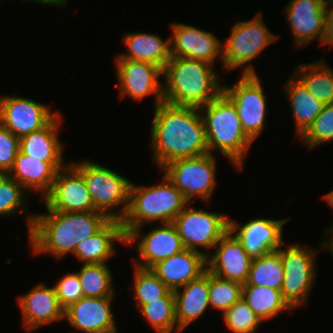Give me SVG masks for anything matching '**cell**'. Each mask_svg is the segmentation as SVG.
Instances as JSON below:
<instances>
[{
    "instance_id": "cell-29",
    "label": "cell",
    "mask_w": 333,
    "mask_h": 333,
    "mask_svg": "<svg viewBox=\"0 0 333 333\" xmlns=\"http://www.w3.org/2000/svg\"><path fill=\"white\" fill-rule=\"evenodd\" d=\"M241 297L264 323L285 311H294L284 300L281 291L271 287L242 285Z\"/></svg>"
},
{
    "instance_id": "cell-11",
    "label": "cell",
    "mask_w": 333,
    "mask_h": 333,
    "mask_svg": "<svg viewBox=\"0 0 333 333\" xmlns=\"http://www.w3.org/2000/svg\"><path fill=\"white\" fill-rule=\"evenodd\" d=\"M259 77V74H241L232 86L223 85V93L235 105L242 128L253 142L267 127V97Z\"/></svg>"
},
{
    "instance_id": "cell-40",
    "label": "cell",
    "mask_w": 333,
    "mask_h": 333,
    "mask_svg": "<svg viewBox=\"0 0 333 333\" xmlns=\"http://www.w3.org/2000/svg\"><path fill=\"white\" fill-rule=\"evenodd\" d=\"M19 150V138L0 123V171L11 170Z\"/></svg>"
},
{
    "instance_id": "cell-22",
    "label": "cell",
    "mask_w": 333,
    "mask_h": 333,
    "mask_svg": "<svg viewBox=\"0 0 333 333\" xmlns=\"http://www.w3.org/2000/svg\"><path fill=\"white\" fill-rule=\"evenodd\" d=\"M65 163L40 161L19 150L9 176L29 193H39L41 201L51 191L57 171L68 164Z\"/></svg>"
},
{
    "instance_id": "cell-6",
    "label": "cell",
    "mask_w": 333,
    "mask_h": 333,
    "mask_svg": "<svg viewBox=\"0 0 333 333\" xmlns=\"http://www.w3.org/2000/svg\"><path fill=\"white\" fill-rule=\"evenodd\" d=\"M70 163L82 174L95 210L121 221L129 206L131 181L90 159Z\"/></svg>"
},
{
    "instance_id": "cell-18",
    "label": "cell",
    "mask_w": 333,
    "mask_h": 333,
    "mask_svg": "<svg viewBox=\"0 0 333 333\" xmlns=\"http://www.w3.org/2000/svg\"><path fill=\"white\" fill-rule=\"evenodd\" d=\"M170 57H185L203 60L214 65L220 59L222 62L223 45L212 32L196 28L193 25L171 24Z\"/></svg>"
},
{
    "instance_id": "cell-20",
    "label": "cell",
    "mask_w": 333,
    "mask_h": 333,
    "mask_svg": "<svg viewBox=\"0 0 333 333\" xmlns=\"http://www.w3.org/2000/svg\"><path fill=\"white\" fill-rule=\"evenodd\" d=\"M16 303L22 312V326L26 331L64 321V309L59 304L54 286H47L44 282L19 295Z\"/></svg>"
},
{
    "instance_id": "cell-14",
    "label": "cell",
    "mask_w": 333,
    "mask_h": 333,
    "mask_svg": "<svg viewBox=\"0 0 333 333\" xmlns=\"http://www.w3.org/2000/svg\"><path fill=\"white\" fill-rule=\"evenodd\" d=\"M59 112L33 99L0 95V123L19 139L44 128Z\"/></svg>"
},
{
    "instance_id": "cell-5",
    "label": "cell",
    "mask_w": 333,
    "mask_h": 333,
    "mask_svg": "<svg viewBox=\"0 0 333 333\" xmlns=\"http://www.w3.org/2000/svg\"><path fill=\"white\" fill-rule=\"evenodd\" d=\"M199 109L209 153L221 152L234 168L243 170L245 153L253 141L244 132L233 102L222 92Z\"/></svg>"
},
{
    "instance_id": "cell-37",
    "label": "cell",
    "mask_w": 333,
    "mask_h": 333,
    "mask_svg": "<svg viewBox=\"0 0 333 333\" xmlns=\"http://www.w3.org/2000/svg\"><path fill=\"white\" fill-rule=\"evenodd\" d=\"M222 315L227 329L232 333H256L263 323L242 298Z\"/></svg>"
},
{
    "instance_id": "cell-27",
    "label": "cell",
    "mask_w": 333,
    "mask_h": 333,
    "mask_svg": "<svg viewBox=\"0 0 333 333\" xmlns=\"http://www.w3.org/2000/svg\"><path fill=\"white\" fill-rule=\"evenodd\" d=\"M122 40L127 51L115 59L148 62L163 70L171 58L170 38L163 40L158 34L139 31L125 33Z\"/></svg>"
},
{
    "instance_id": "cell-16",
    "label": "cell",
    "mask_w": 333,
    "mask_h": 333,
    "mask_svg": "<svg viewBox=\"0 0 333 333\" xmlns=\"http://www.w3.org/2000/svg\"><path fill=\"white\" fill-rule=\"evenodd\" d=\"M329 0H289L283 9L293 43L303 48L314 40L322 47Z\"/></svg>"
},
{
    "instance_id": "cell-28",
    "label": "cell",
    "mask_w": 333,
    "mask_h": 333,
    "mask_svg": "<svg viewBox=\"0 0 333 333\" xmlns=\"http://www.w3.org/2000/svg\"><path fill=\"white\" fill-rule=\"evenodd\" d=\"M283 87L292 110L294 136L299 138L328 104L318 100L292 73Z\"/></svg>"
},
{
    "instance_id": "cell-33",
    "label": "cell",
    "mask_w": 333,
    "mask_h": 333,
    "mask_svg": "<svg viewBox=\"0 0 333 333\" xmlns=\"http://www.w3.org/2000/svg\"><path fill=\"white\" fill-rule=\"evenodd\" d=\"M84 297L115 296L109 264H82L77 271Z\"/></svg>"
},
{
    "instance_id": "cell-39",
    "label": "cell",
    "mask_w": 333,
    "mask_h": 333,
    "mask_svg": "<svg viewBox=\"0 0 333 333\" xmlns=\"http://www.w3.org/2000/svg\"><path fill=\"white\" fill-rule=\"evenodd\" d=\"M60 306L65 310L83 296L77 272L65 273L54 285Z\"/></svg>"
},
{
    "instance_id": "cell-23",
    "label": "cell",
    "mask_w": 333,
    "mask_h": 333,
    "mask_svg": "<svg viewBox=\"0 0 333 333\" xmlns=\"http://www.w3.org/2000/svg\"><path fill=\"white\" fill-rule=\"evenodd\" d=\"M150 269L170 290L174 291L205 273L207 258L199 252L185 248L157 262Z\"/></svg>"
},
{
    "instance_id": "cell-12",
    "label": "cell",
    "mask_w": 333,
    "mask_h": 333,
    "mask_svg": "<svg viewBox=\"0 0 333 333\" xmlns=\"http://www.w3.org/2000/svg\"><path fill=\"white\" fill-rule=\"evenodd\" d=\"M142 232L143 226L133 229L126 236L125 245L136 244L134 248L138 257L130 258L134 266L150 269L157 262L185 249L173 223H161L150 228L146 234Z\"/></svg>"
},
{
    "instance_id": "cell-24",
    "label": "cell",
    "mask_w": 333,
    "mask_h": 333,
    "mask_svg": "<svg viewBox=\"0 0 333 333\" xmlns=\"http://www.w3.org/2000/svg\"><path fill=\"white\" fill-rule=\"evenodd\" d=\"M118 241L126 244L122 222L110 219L97 233L79 242L73 256L80 264H108L116 256Z\"/></svg>"
},
{
    "instance_id": "cell-42",
    "label": "cell",
    "mask_w": 333,
    "mask_h": 333,
    "mask_svg": "<svg viewBox=\"0 0 333 333\" xmlns=\"http://www.w3.org/2000/svg\"><path fill=\"white\" fill-rule=\"evenodd\" d=\"M35 3H41L49 6H54V7H66L68 4L67 0H32Z\"/></svg>"
},
{
    "instance_id": "cell-15",
    "label": "cell",
    "mask_w": 333,
    "mask_h": 333,
    "mask_svg": "<svg viewBox=\"0 0 333 333\" xmlns=\"http://www.w3.org/2000/svg\"><path fill=\"white\" fill-rule=\"evenodd\" d=\"M290 217L282 219L252 218L245 224L230 217L229 231L243 245L251 259L277 251L283 243V225Z\"/></svg>"
},
{
    "instance_id": "cell-38",
    "label": "cell",
    "mask_w": 333,
    "mask_h": 333,
    "mask_svg": "<svg viewBox=\"0 0 333 333\" xmlns=\"http://www.w3.org/2000/svg\"><path fill=\"white\" fill-rule=\"evenodd\" d=\"M302 144L310 151L317 146L333 141V104H328L326 108L318 114L314 122L299 137Z\"/></svg>"
},
{
    "instance_id": "cell-26",
    "label": "cell",
    "mask_w": 333,
    "mask_h": 333,
    "mask_svg": "<svg viewBox=\"0 0 333 333\" xmlns=\"http://www.w3.org/2000/svg\"><path fill=\"white\" fill-rule=\"evenodd\" d=\"M61 111L42 129L21 137L20 151L32 158L45 162H63L64 143L59 135L63 128Z\"/></svg>"
},
{
    "instance_id": "cell-25",
    "label": "cell",
    "mask_w": 333,
    "mask_h": 333,
    "mask_svg": "<svg viewBox=\"0 0 333 333\" xmlns=\"http://www.w3.org/2000/svg\"><path fill=\"white\" fill-rule=\"evenodd\" d=\"M175 296L176 320L179 329L185 330L210 307L209 271L197 279L173 291Z\"/></svg>"
},
{
    "instance_id": "cell-31",
    "label": "cell",
    "mask_w": 333,
    "mask_h": 333,
    "mask_svg": "<svg viewBox=\"0 0 333 333\" xmlns=\"http://www.w3.org/2000/svg\"><path fill=\"white\" fill-rule=\"evenodd\" d=\"M138 312L156 333L181 332L177 325L175 296L172 290L161 298V301H149V304L143 305Z\"/></svg>"
},
{
    "instance_id": "cell-17",
    "label": "cell",
    "mask_w": 333,
    "mask_h": 333,
    "mask_svg": "<svg viewBox=\"0 0 333 333\" xmlns=\"http://www.w3.org/2000/svg\"><path fill=\"white\" fill-rule=\"evenodd\" d=\"M41 201L61 212L95 210L82 174L70 162L57 171L51 191Z\"/></svg>"
},
{
    "instance_id": "cell-7",
    "label": "cell",
    "mask_w": 333,
    "mask_h": 333,
    "mask_svg": "<svg viewBox=\"0 0 333 333\" xmlns=\"http://www.w3.org/2000/svg\"><path fill=\"white\" fill-rule=\"evenodd\" d=\"M261 14L258 12L252 19L238 21L231 27L229 37L222 42V69L232 71L241 67V74H259L252 60L280 38L268 29Z\"/></svg>"
},
{
    "instance_id": "cell-2",
    "label": "cell",
    "mask_w": 333,
    "mask_h": 333,
    "mask_svg": "<svg viewBox=\"0 0 333 333\" xmlns=\"http://www.w3.org/2000/svg\"><path fill=\"white\" fill-rule=\"evenodd\" d=\"M45 213L26 217L32 254L50 253L55 260L73 255L82 240L97 233L110 219L102 212H61L46 207Z\"/></svg>"
},
{
    "instance_id": "cell-36",
    "label": "cell",
    "mask_w": 333,
    "mask_h": 333,
    "mask_svg": "<svg viewBox=\"0 0 333 333\" xmlns=\"http://www.w3.org/2000/svg\"><path fill=\"white\" fill-rule=\"evenodd\" d=\"M242 296V284L220 278L209 272L210 307L220 312L228 310Z\"/></svg>"
},
{
    "instance_id": "cell-8",
    "label": "cell",
    "mask_w": 333,
    "mask_h": 333,
    "mask_svg": "<svg viewBox=\"0 0 333 333\" xmlns=\"http://www.w3.org/2000/svg\"><path fill=\"white\" fill-rule=\"evenodd\" d=\"M319 247L320 249H315L296 242L285 247L282 245L277 250L284 268L281 293L293 310L307 305L309 301L317 277L316 255L323 249L322 242Z\"/></svg>"
},
{
    "instance_id": "cell-13",
    "label": "cell",
    "mask_w": 333,
    "mask_h": 333,
    "mask_svg": "<svg viewBox=\"0 0 333 333\" xmlns=\"http://www.w3.org/2000/svg\"><path fill=\"white\" fill-rule=\"evenodd\" d=\"M119 99L141 101L147 95L154 98V107L163 102V70L155 64L130 59H115Z\"/></svg>"
},
{
    "instance_id": "cell-43",
    "label": "cell",
    "mask_w": 333,
    "mask_h": 333,
    "mask_svg": "<svg viewBox=\"0 0 333 333\" xmlns=\"http://www.w3.org/2000/svg\"><path fill=\"white\" fill-rule=\"evenodd\" d=\"M323 200L327 203L328 206L332 207L333 210V190L328 192L323 196Z\"/></svg>"
},
{
    "instance_id": "cell-4",
    "label": "cell",
    "mask_w": 333,
    "mask_h": 333,
    "mask_svg": "<svg viewBox=\"0 0 333 333\" xmlns=\"http://www.w3.org/2000/svg\"><path fill=\"white\" fill-rule=\"evenodd\" d=\"M160 183L151 186L131 182L129 206L121 220L125 236L133 229L156 221L173 223L179 213L189 204L183 194L162 173Z\"/></svg>"
},
{
    "instance_id": "cell-19",
    "label": "cell",
    "mask_w": 333,
    "mask_h": 333,
    "mask_svg": "<svg viewBox=\"0 0 333 333\" xmlns=\"http://www.w3.org/2000/svg\"><path fill=\"white\" fill-rule=\"evenodd\" d=\"M114 299L115 296L82 297L64 310V319L79 333L117 332L111 307Z\"/></svg>"
},
{
    "instance_id": "cell-21",
    "label": "cell",
    "mask_w": 333,
    "mask_h": 333,
    "mask_svg": "<svg viewBox=\"0 0 333 333\" xmlns=\"http://www.w3.org/2000/svg\"><path fill=\"white\" fill-rule=\"evenodd\" d=\"M214 249L207 257V270L220 278L245 284L252 259L236 237L228 231Z\"/></svg>"
},
{
    "instance_id": "cell-35",
    "label": "cell",
    "mask_w": 333,
    "mask_h": 333,
    "mask_svg": "<svg viewBox=\"0 0 333 333\" xmlns=\"http://www.w3.org/2000/svg\"><path fill=\"white\" fill-rule=\"evenodd\" d=\"M29 193L23 186L9 176V172L0 171V217L27 215Z\"/></svg>"
},
{
    "instance_id": "cell-9",
    "label": "cell",
    "mask_w": 333,
    "mask_h": 333,
    "mask_svg": "<svg viewBox=\"0 0 333 333\" xmlns=\"http://www.w3.org/2000/svg\"><path fill=\"white\" fill-rule=\"evenodd\" d=\"M229 221L227 214L198 209L189 203L173 224L184 248L199 252L207 258L211 255L209 251L229 231Z\"/></svg>"
},
{
    "instance_id": "cell-32",
    "label": "cell",
    "mask_w": 333,
    "mask_h": 333,
    "mask_svg": "<svg viewBox=\"0 0 333 333\" xmlns=\"http://www.w3.org/2000/svg\"><path fill=\"white\" fill-rule=\"evenodd\" d=\"M283 276L281 255L274 251L252 259L248 279L243 285L266 286L281 291Z\"/></svg>"
},
{
    "instance_id": "cell-3",
    "label": "cell",
    "mask_w": 333,
    "mask_h": 333,
    "mask_svg": "<svg viewBox=\"0 0 333 333\" xmlns=\"http://www.w3.org/2000/svg\"><path fill=\"white\" fill-rule=\"evenodd\" d=\"M214 65L185 57L170 58L163 69V101L200 108L223 92Z\"/></svg>"
},
{
    "instance_id": "cell-41",
    "label": "cell",
    "mask_w": 333,
    "mask_h": 333,
    "mask_svg": "<svg viewBox=\"0 0 333 333\" xmlns=\"http://www.w3.org/2000/svg\"><path fill=\"white\" fill-rule=\"evenodd\" d=\"M326 45L333 46V0H329L328 8L326 11L325 33L322 47Z\"/></svg>"
},
{
    "instance_id": "cell-30",
    "label": "cell",
    "mask_w": 333,
    "mask_h": 333,
    "mask_svg": "<svg viewBox=\"0 0 333 333\" xmlns=\"http://www.w3.org/2000/svg\"><path fill=\"white\" fill-rule=\"evenodd\" d=\"M298 65L293 74L318 100L333 104V68L324 57Z\"/></svg>"
},
{
    "instance_id": "cell-10",
    "label": "cell",
    "mask_w": 333,
    "mask_h": 333,
    "mask_svg": "<svg viewBox=\"0 0 333 333\" xmlns=\"http://www.w3.org/2000/svg\"><path fill=\"white\" fill-rule=\"evenodd\" d=\"M216 165L215 155L206 153L175 160L164 165L160 170L189 203L199 197L203 202L210 203L216 189Z\"/></svg>"
},
{
    "instance_id": "cell-1",
    "label": "cell",
    "mask_w": 333,
    "mask_h": 333,
    "mask_svg": "<svg viewBox=\"0 0 333 333\" xmlns=\"http://www.w3.org/2000/svg\"><path fill=\"white\" fill-rule=\"evenodd\" d=\"M150 147L158 169L178 159L209 153L200 109L166 102L154 107Z\"/></svg>"
},
{
    "instance_id": "cell-34",
    "label": "cell",
    "mask_w": 333,
    "mask_h": 333,
    "mask_svg": "<svg viewBox=\"0 0 333 333\" xmlns=\"http://www.w3.org/2000/svg\"><path fill=\"white\" fill-rule=\"evenodd\" d=\"M134 280L132 285L133 299L136 300V311L149 301H161L170 289L158 278L151 269H144L133 265Z\"/></svg>"
}]
</instances>
